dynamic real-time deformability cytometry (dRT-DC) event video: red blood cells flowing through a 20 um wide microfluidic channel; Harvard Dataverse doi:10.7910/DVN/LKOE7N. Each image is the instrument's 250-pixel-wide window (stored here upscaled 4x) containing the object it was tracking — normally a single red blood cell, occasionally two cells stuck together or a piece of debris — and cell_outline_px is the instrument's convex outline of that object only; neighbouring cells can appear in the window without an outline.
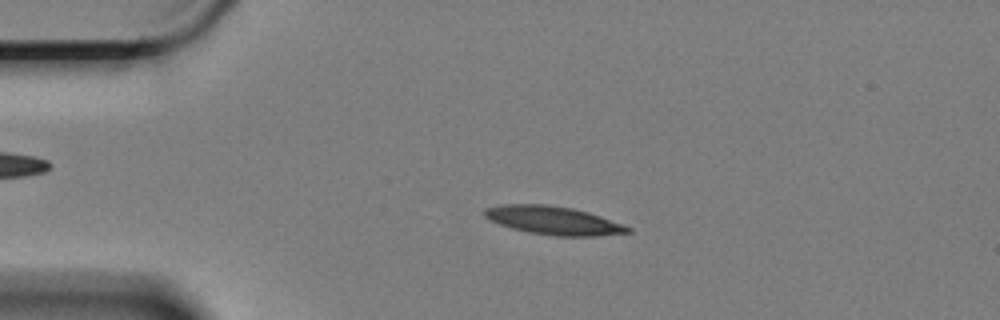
{"species": "Egyptian fruit bat (a non-hibernating species)", "species_latin": "Rousettus aegyptiacus", "temperature_condition": "cold", "stored_images_in_passage": 58, "camera_frame_rate_fps": 3000, "um_per_image_px": 0.085, "animal": {"sex": "female"}, "frame": {"image": 1, "passage_image": 12, "time_ms": 3.667, "image_size_px": [1000, 320], "cell_outline_px": [[632, 232], [596, 236], [556, 236], [528, 232], [512, 228], [500, 224], [484, 216], [484, 208], [500, 204], [548, 204], [572, 208], [588, 212], [624, 224], [632, 228]], "centroid_in_image_um": [47.06, 18.73], "position_along_channel_um": 37.9, "area_um2": 23.7}}
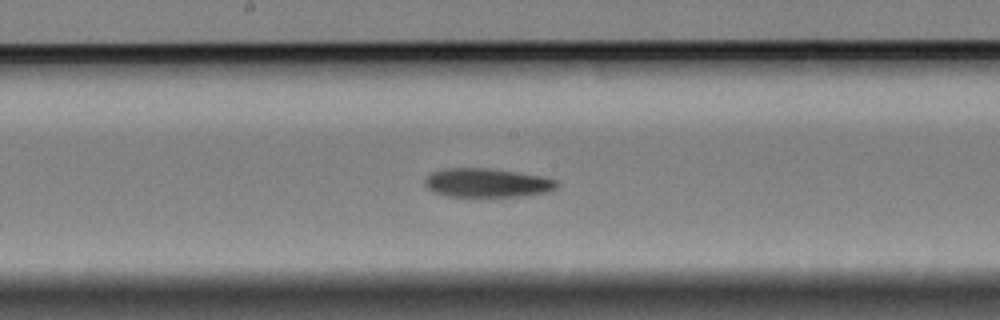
{"frame": {"image": 2, "passage_image": 30, "time_ms": 9.667, "image_size_px": [1000, 320], "cell_outline_px": [[560, 184], [556, 188], [548, 192], [520, 196], [448, 196], [432, 192], [424, 184], [424, 180], [432, 172], [444, 168], [488, 168], [544, 176], [556, 180]], "centroid_in_image_um": [41.41, 15.53], "position_along_channel_um": 206.8, "area_um2": 22.25}}
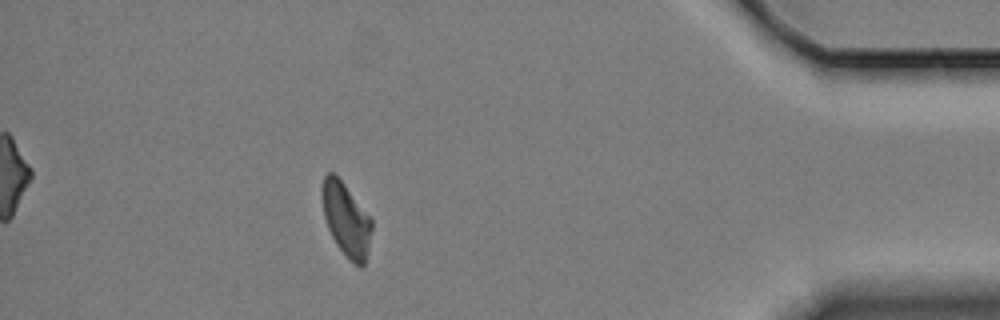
{"frame": {"image": 3, "passage_image": 52, "time_ms": 17.0, "image_size_px": [1000, 320], "cell_outline_px": [[372, 228], [368, 248], [364, 264], [360, 268], [348, 260], [336, 244], [328, 228], [324, 216], [320, 192], [324, 176], [328, 172], [332, 172], [344, 184], [372, 220]], "centroid_in_image_um": [29.4, 18.67], "position_along_channel_um": 405.8, "area_um2": 21.04}, "authors_computed_cell_mechanics": {"area_um2": 22.5998, "velocity_mm_per_s": 3.335, "shape_relaxation_time_tau1_ms": 7.876, "shape_relaxation_time_tau2_ms": null, "deformation_change_tau1": 0.192, "deformation_change_tau2": null}}